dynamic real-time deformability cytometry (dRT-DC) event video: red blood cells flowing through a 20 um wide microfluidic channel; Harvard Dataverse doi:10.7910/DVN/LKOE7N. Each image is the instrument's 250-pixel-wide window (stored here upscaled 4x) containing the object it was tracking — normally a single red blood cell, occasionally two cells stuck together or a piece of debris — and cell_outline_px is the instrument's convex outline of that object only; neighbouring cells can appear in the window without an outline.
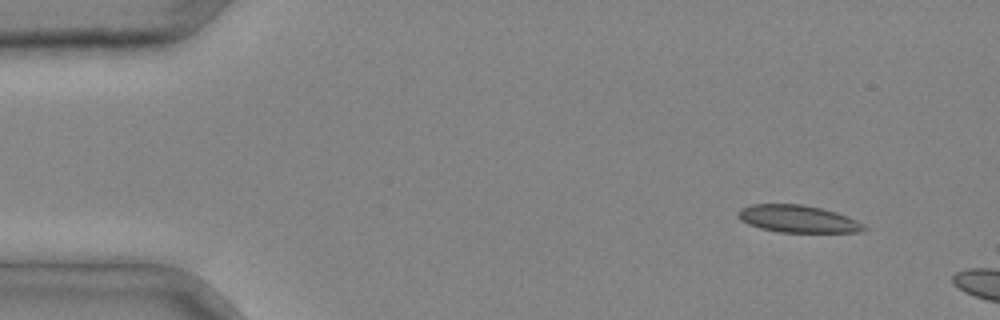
{"species": "common noctule bat (a hibernating species)", "species_latin": "Nyctalus noctula", "temperature_condition": "cold", "stored_images_in_passage": 6, "camera_frame_rate_fps": 3000, "um_per_image_px": 0.085, "animal": {"sex": "male", "body_mass_g": 20.4}, "frame": {"image": 1, "passage_image": 3, "time_ms": 0.667, "image_size_px": [1000, 320], "cell_outline_px": [[868, 228], [860, 232], [780, 232], [760, 228], [748, 224], [740, 220], [736, 216], [740, 208], [752, 204], [804, 204], [836, 212], [856, 220], [864, 224]], "centroid_in_image_um": [67.8, 18.6], "position_along_channel_um": 17.2, "area_um2": 20.06}}